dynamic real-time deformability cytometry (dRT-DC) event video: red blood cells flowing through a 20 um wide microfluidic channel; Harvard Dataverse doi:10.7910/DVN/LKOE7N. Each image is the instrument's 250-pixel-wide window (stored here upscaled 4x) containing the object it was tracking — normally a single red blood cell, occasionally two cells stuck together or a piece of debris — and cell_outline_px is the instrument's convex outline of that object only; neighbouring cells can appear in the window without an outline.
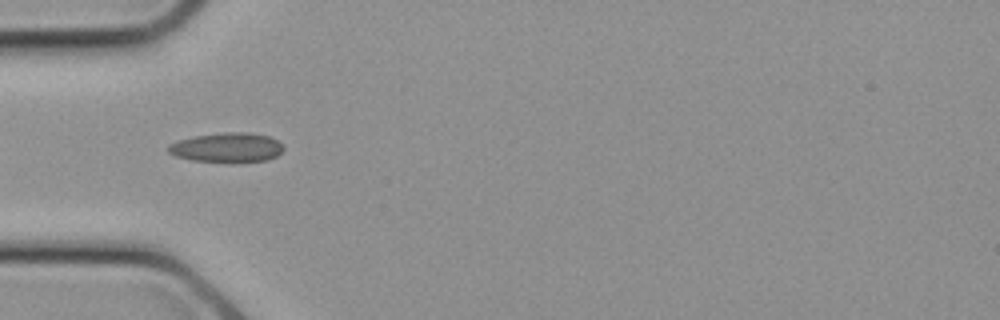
{"species": "common noctule bat (a hibernating species)", "species_latin": "Nyctalus noctula", "temperature_condition": "cold", "stored_images_in_passage": 8, "camera_frame_rate_fps": 3000, "um_per_image_px": 0.085, "animal": {"sex": "female", "body_mass_g": 21.9}, "frame": {"image": 1, "passage_image": 2, "time_ms": 0.333, "image_size_px": [1000, 320], "cell_outline_px": [[284, 148], [276, 156], [268, 160], [192, 160], [176, 156], [168, 152], [168, 144], [176, 140], [192, 136], [224, 132], [248, 132], [268, 136], [276, 140]], "centroid_in_image_um": [19.24, 12.49], "position_along_channel_um": 65.8, "area_um2": 19.25}}
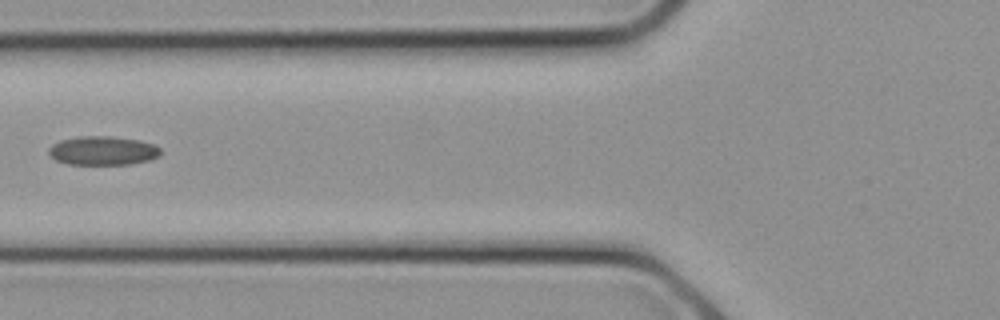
{"frame": {"image": 2, "passage_image": 4, "time_ms": 1.0, "image_size_px": [1000, 320], "cell_outline_px": [[160, 156], [148, 160], [132, 164], [68, 164], [56, 160], [48, 152], [48, 148], [52, 144], [60, 140], [80, 136], [112, 136], [140, 140], [152, 144], [160, 148]], "centroid_in_image_um": [8.74, 12.8], "position_along_channel_um": 117.1, "area_um2": 18.84}}
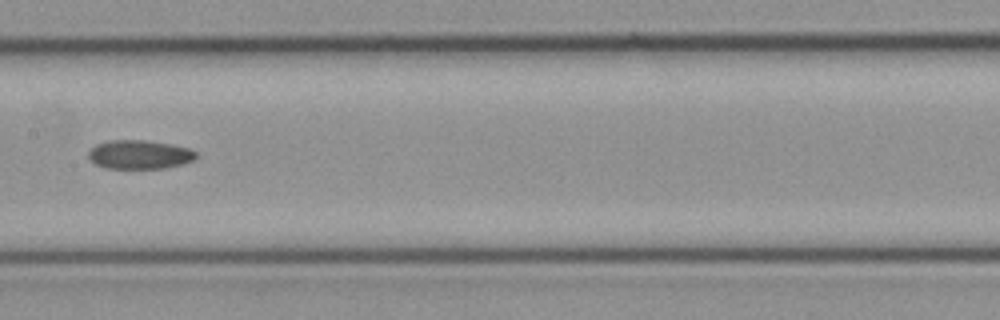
{"frame": {"image": 3, "passage_image": 7, "time_ms": 2.0, "image_size_px": [1000, 320], "cell_outline_px": [[196, 156], [192, 160], [180, 164], [164, 168], [104, 168], [88, 160], [88, 152], [96, 144], [108, 140], [144, 140], [172, 144], [192, 148], [196, 152]], "centroid_in_image_um": [11.83, 13.12], "position_along_channel_um": 195.6, "area_um2": 18.15}}